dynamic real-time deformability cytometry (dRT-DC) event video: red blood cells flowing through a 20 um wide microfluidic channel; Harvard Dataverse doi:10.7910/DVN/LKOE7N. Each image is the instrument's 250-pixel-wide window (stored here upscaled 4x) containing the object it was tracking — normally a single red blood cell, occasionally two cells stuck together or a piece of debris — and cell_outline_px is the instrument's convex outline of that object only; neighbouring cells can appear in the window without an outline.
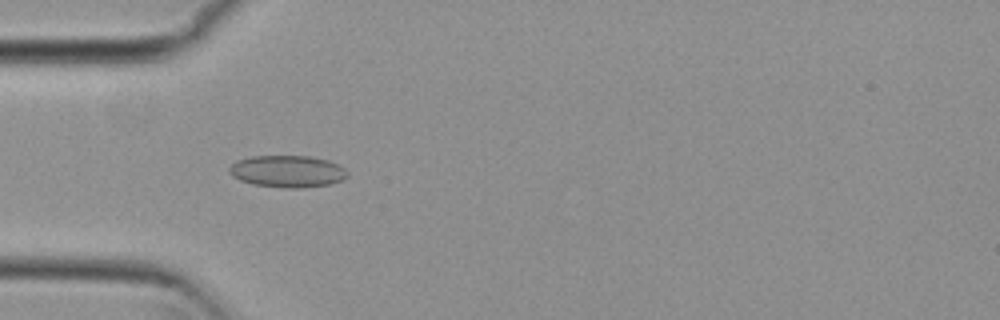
{"species": "common noctule bat (a hibernating species)", "species_latin": "Nyctalus noctula", "temperature_condition": "cold", "stored_images_in_passage": 4, "camera_frame_rate_fps": 3000, "um_per_image_px": 0.085, "animal": {"sex": "female", "body_mass_g": 29.2, "forearm_length_mm": 56.3}, "frame": {"image": 1, "passage_image": 4, "time_ms": 1.0, "image_size_px": [1000, 320], "cell_outline_px": [[348, 176], [344, 180], [328, 184], [300, 188], [284, 188], [252, 184], [240, 180], [232, 176], [228, 172], [228, 168], [236, 160], [252, 156], [308, 156], [328, 160], [344, 168], [348, 172]], "centroid_in_image_um": [24.41, 14.57], "position_along_channel_um": 60.6, "area_um2": 22.08}}